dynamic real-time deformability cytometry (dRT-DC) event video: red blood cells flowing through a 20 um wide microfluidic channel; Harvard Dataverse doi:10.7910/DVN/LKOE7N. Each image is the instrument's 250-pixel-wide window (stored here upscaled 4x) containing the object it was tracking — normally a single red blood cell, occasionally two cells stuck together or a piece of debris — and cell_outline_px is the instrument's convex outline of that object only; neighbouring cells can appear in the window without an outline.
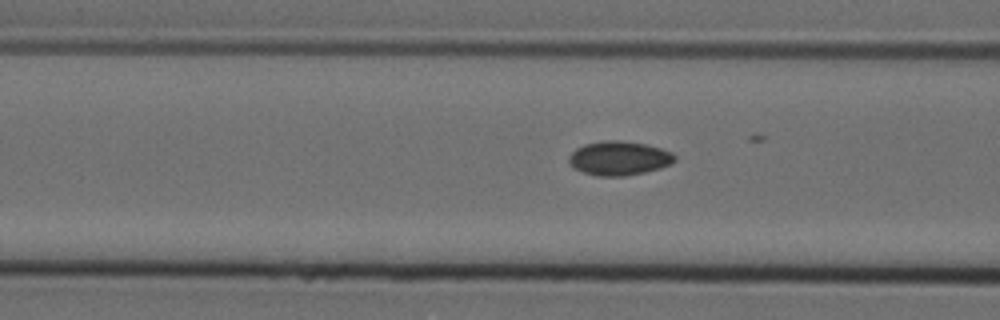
{"species": "Egyptian fruit bat (a non-hibernating species)", "species_latin": "Rousettus aegyptiacus", "temperature_condition": "cold", "stored_images_in_passage": 9, "camera_frame_rate_fps": 3000, "um_per_image_px": 0.085, "animal": {"sex": "female"}, "frame": {"image": 1, "passage_image": 3, "time_ms": 0.667, "image_size_px": [1000, 320], "cell_outline_px": [[676, 160], [660, 168], [644, 172], [624, 176], [596, 176], [572, 168], [568, 164], [568, 156], [576, 148], [584, 144], [604, 140], [620, 140], [644, 144], [660, 148], [672, 152], [676, 156]], "centroid_in_image_um": [52.57, 13.45], "position_along_channel_um": 114.0, "area_um2": 21.1}}
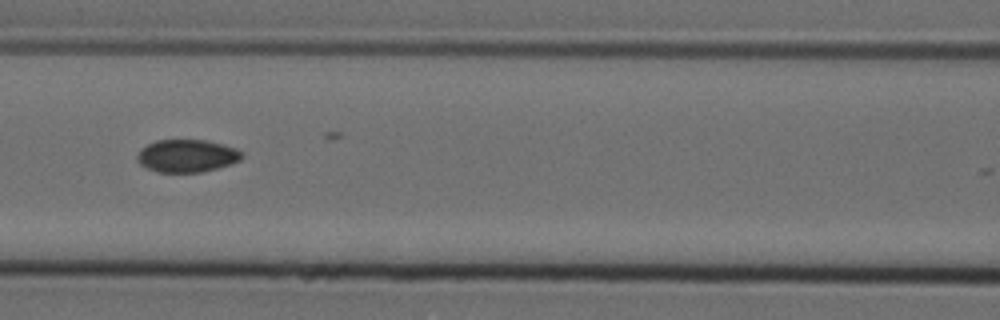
{"frame": {"image": 2, "passage_image": 4, "time_ms": 1.0, "image_size_px": [1000, 320], "cell_outline_px": [[244, 152], [240, 160], [216, 168], [200, 172], [160, 172], [148, 168], [140, 164], [136, 160], [136, 156], [140, 148], [156, 140], [204, 140], [224, 144], [236, 148]], "centroid_in_image_um": [15.87, 13.23], "position_along_channel_um": 150.7, "area_um2": 19.88}}
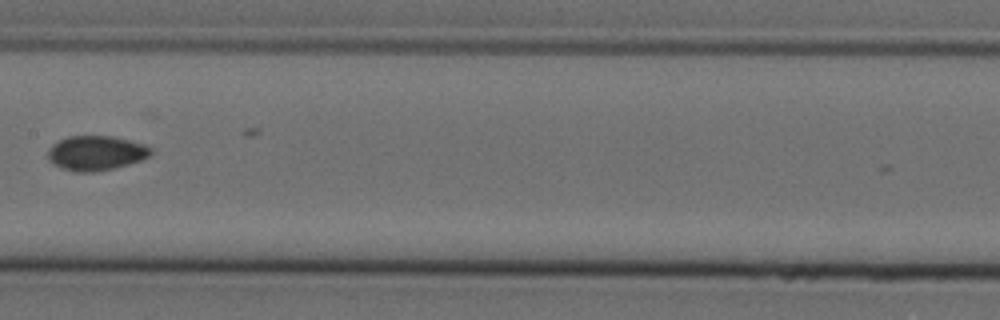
{"frame": {"image": 3, "passage_image": 5, "time_ms": 1.333, "image_size_px": [1000, 320], "cell_outline_px": [[152, 152], [148, 156], [140, 160], [128, 164], [112, 168], [92, 172], [76, 172], [52, 164], [48, 160], [48, 148], [52, 144], [68, 136], [112, 136], [144, 144], [152, 148]], "centroid_in_image_um": [8.13, 13.0], "position_along_channel_um": 199.3, "area_um2": 20.63}}